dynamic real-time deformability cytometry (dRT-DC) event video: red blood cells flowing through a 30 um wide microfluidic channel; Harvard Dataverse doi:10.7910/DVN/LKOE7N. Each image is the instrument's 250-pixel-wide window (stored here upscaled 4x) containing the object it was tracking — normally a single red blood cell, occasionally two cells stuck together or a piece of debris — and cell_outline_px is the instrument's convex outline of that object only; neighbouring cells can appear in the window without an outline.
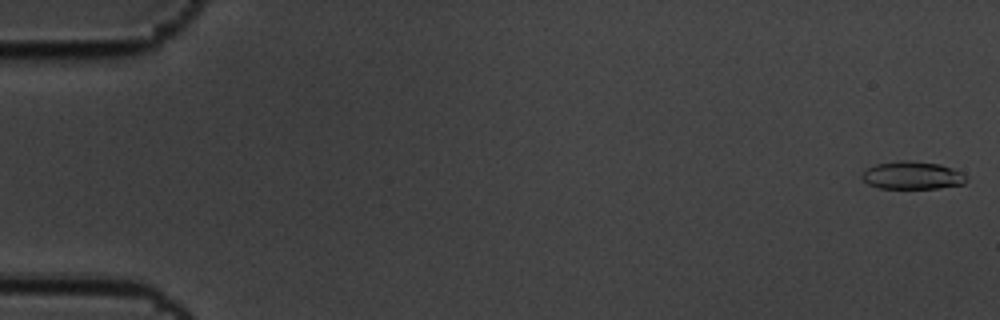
{"species": "common noctule bat (a hibernating species)", "species_latin": "Nyctalus noctula", "temperature_condition": "cold", "stored_images_in_passage": 7, "camera_frame_rate_fps": 3000, "um_per_image_px": 0.085, "animal": {"sex": "male", "body_mass_g": 19.5, "forearm_length_mm": 54.6}, "frame": {"image": 1, "passage_image": 1, "time_ms": 0.0, "image_size_px": [1000, 320], "cell_outline_px": [[968, 176], [964, 184], [936, 188], [880, 188], [868, 184], [860, 176], [868, 168], [876, 164], [900, 160], [908, 160], [940, 164], [964, 172]], "centroid_in_image_um": [77.58, 14.9], "position_along_channel_um": 7.4, "area_um2": 16.94}}
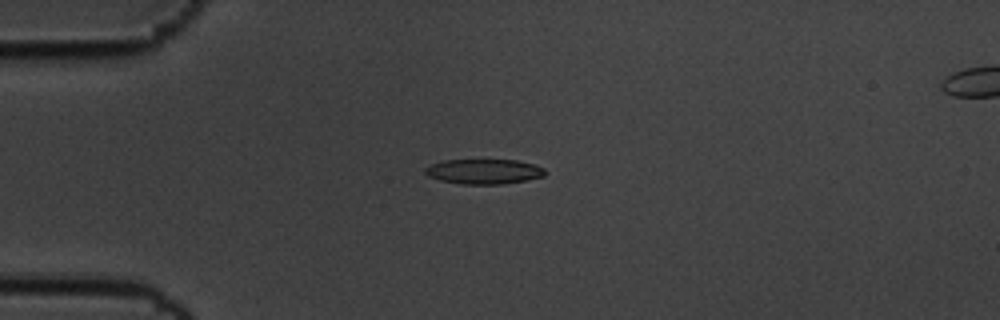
{"frame": {"image": 2, "passage_image": 5, "time_ms": 1.333, "image_size_px": [1000, 320], "cell_outline_px": [[544, 176], [528, 180], [504, 184], [460, 184], [440, 180], [428, 176], [424, 172], [424, 168], [432, 164], [444, 160], [516, 160], [536, 164], [544, 168]], "centroid_in_image_um": [41.14, 14.58], "position_along_channel_um": 43.9, "area_um2": 17.51}}
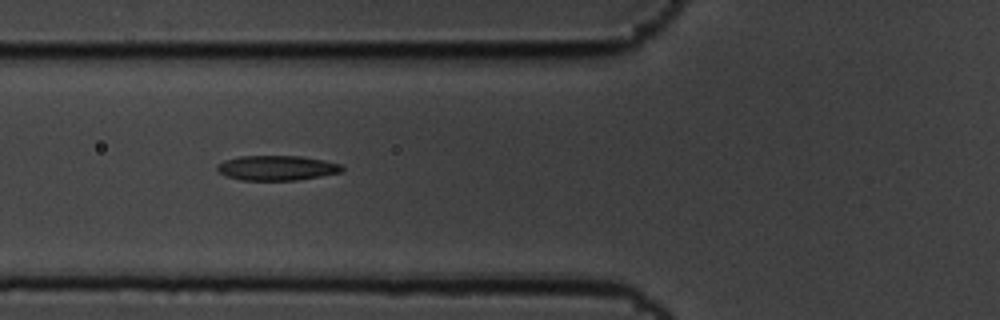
{"frame": {"image": 3, "passage_image": 7, "time_ms": 2.0, "image_size_px": [1000, 320], "cell_outline_px": [[344, 172], [296, 180], [240, 180], [228, 176], [220, 172], [216, 168], [224, 160], [240, 156], [304, 156], [324, 160], [340, 164], [344, 168]], "centroid_in_image_um": [23.58, 14.27], "position_along_channel_um": 102.2, "area_um2": 18.03}}